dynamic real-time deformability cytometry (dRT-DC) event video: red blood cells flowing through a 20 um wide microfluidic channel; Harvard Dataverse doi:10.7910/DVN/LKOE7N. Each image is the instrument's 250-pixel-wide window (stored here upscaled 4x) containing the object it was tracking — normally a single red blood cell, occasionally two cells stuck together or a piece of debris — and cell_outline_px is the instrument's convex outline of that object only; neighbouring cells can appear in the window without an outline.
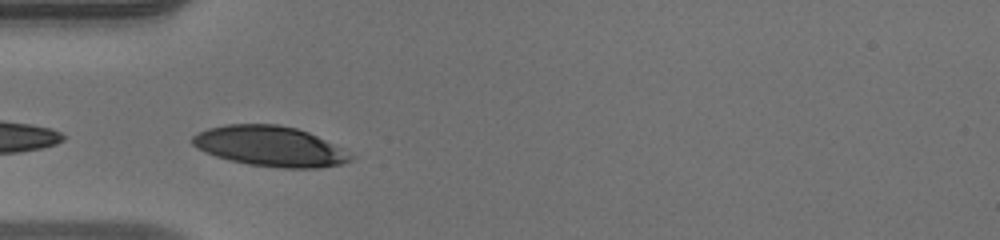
{"species": "human", "species_latin": "Homo sapiens", "temperature_condition": "warm", "stored_images_in_passage": 9, "camera_frame_rate_fps": 3000, "um_per_image_px": 0.085, "donor": {"sex": "male"}, "frame": {"image": 1, "passage_image": 2, "time_ms": 0.333, "image_size_px": [1000, 240], "cell_outline_px": [[356, 156], [352, 160], [340, 164], [320, 168], [284, 168], [248, 164], [228, 160], [204, 152], [192, 144], [192, 136], [196, 132], [208, 128], [224, 124], [276, 124], [296, 128], [308, 132]], "centroid_in_image_um": [22.92, 12.43], "position_along_channel_um": 62.1, "area_um2": 37.05}}